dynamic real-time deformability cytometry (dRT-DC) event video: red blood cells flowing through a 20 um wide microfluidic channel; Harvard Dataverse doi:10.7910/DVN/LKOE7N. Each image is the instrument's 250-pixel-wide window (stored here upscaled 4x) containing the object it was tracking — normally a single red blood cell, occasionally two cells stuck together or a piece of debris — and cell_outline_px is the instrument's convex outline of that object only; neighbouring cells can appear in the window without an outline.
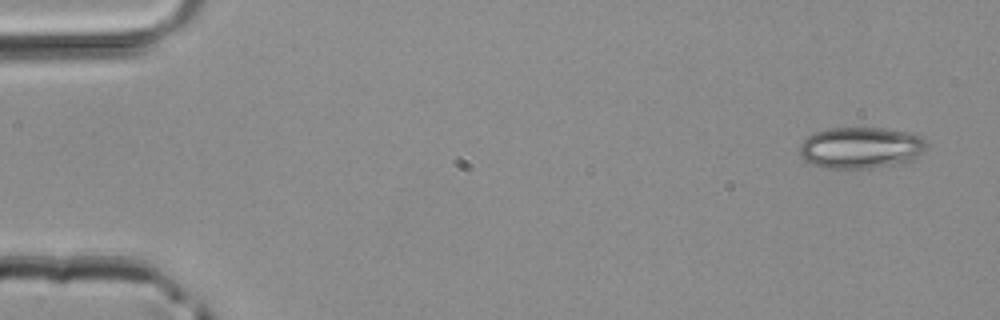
{"species": "common noctule bat (a hibernating species)", "species_latin": "Nyctalus noctula", "temperature_condition": "room temperature", "stored_images_in_passage": 4, "camera_frame_rate_fps": 3000, "um_per_image_px": 0.085, "animal": {"sex": "male", "body_mass_g": 20.4}, "frame": {"image": 1, "passage_image": 1, "time_ms": 0.0, "image_size_px": [1000, 320], "cell_outline_px": [[928, 148], [912, 160], [872, 168], [824, 168], [812, 164], [804, 160], [800, 152], [800, 144], [808, 136], [816, 132], [832, 128], [884, 128], [908, 132], [920, 136], [928, 144]], "centroid_in_image_um": [73.18, 12.55], "position_along_channel_um": 11.8, "area_um2": 30.52}}